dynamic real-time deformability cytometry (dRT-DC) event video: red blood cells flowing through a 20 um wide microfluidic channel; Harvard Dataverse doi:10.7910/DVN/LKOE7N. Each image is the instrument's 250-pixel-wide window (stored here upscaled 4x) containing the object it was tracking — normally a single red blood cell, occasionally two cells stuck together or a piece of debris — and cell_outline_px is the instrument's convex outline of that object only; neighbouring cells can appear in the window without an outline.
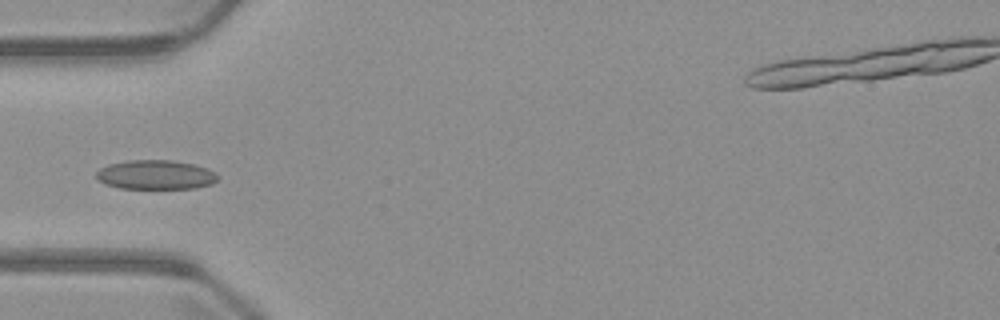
{"species": "common noctule bat (a hibernating species)", "species_latin": "Nyctalus noctula", "temperature_condition": "warm", "stored_images_in_passage": 5, "camera_frame_rate_fps": 3000, "um_per_image_px": 0.085, "animal": {"sex": "male", "body_mass_g": 23.1, "forearm_length_mm": 52.7}, "frame": {"image": 1, "passage_image": 5, "time_ms": 5.333, "image_size_px": [1000, 320], "cell_outline_px": [[220, 176], [212, 184], [196, 188], [120, 188], [104, 184], [96, 180], [96, 172], [100, 168], [108, 164], [128, 160], [172, 160], [192, 164], [208, 168], [216, 172]], "centroid_in_image_um": [13.22, 14.85], "position_along_channel_um": 71.8, "area_um2": 20.92}}